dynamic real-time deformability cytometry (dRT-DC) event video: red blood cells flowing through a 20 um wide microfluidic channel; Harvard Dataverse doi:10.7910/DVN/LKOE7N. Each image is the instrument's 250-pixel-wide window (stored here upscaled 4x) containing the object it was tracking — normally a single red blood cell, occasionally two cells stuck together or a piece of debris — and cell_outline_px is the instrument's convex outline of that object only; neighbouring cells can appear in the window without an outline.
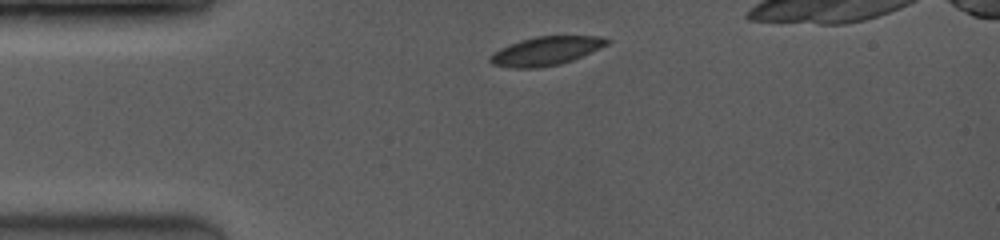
{"species": "common noctule bat (a hibernating species)", "species_latin": "Nyctalus noctula", "temperature_condition": "room temperature", "stored_images_in_passage": 2, "camera_frame_rate_fps": 3500, "um_per_image_px": 0.085, "animal": {"sex": "female", "body_mass_g": 19.0, "forearm_length_mm": 53.3}, "frame": {"image": 1, "passage_image": 2, "time_ms": 1.143, "image_size_px": [1000, 240], "cell_outline_px": [[612, 40], [608, 44], [600, 48], [572, 60], [560, 64], [540, 68], [512, 68], [492, 64], [488, 60], [488, 56], [500, 48], [520, 40], [536, 36], [596, 36]], "centroid_in_image_um": [46.37, 4.34], "position_along_channel_um": 38.6, "area_um2": 19.54}}